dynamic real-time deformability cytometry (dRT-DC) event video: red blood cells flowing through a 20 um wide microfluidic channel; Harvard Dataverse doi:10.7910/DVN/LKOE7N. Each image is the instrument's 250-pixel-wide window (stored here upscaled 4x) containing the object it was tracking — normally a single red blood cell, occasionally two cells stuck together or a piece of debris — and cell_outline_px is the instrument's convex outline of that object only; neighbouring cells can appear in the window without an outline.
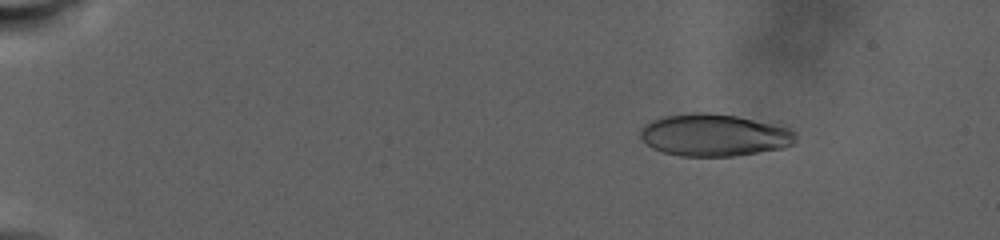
{"species": "human", "species_latin": "Homo sapiens", "temperature_condition": "warm", "stored_images_in_passage": 68, "camera_frame_rate_fps": 3000, "um_per_image_px": 0.085, "donor": {"sex": "male"}, "frame": {"image": 1, "passage_image": 10, "time_ms": 4.667, "image_size_px": [1000, 240], "cell_outline_px": [[796, 140], [792, 144], [784, 148], [736, 156], [680, 156], [664, 152], [652, 148], [640, 136], [640, 128], [644, 124], [660, 116], [692, 112], [708, 112], [736, 116], [784, 124], [792, 128], [796, 132]], "centroid_in_image_um": [60.76, 11.46], "position_along_channel_um": 24.2, "area_um2": 38.96}}
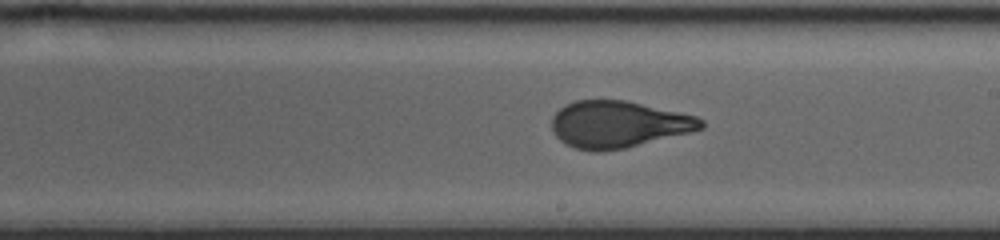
{"frame": {"image": 2, "passage_image": 43, "time_ms": 19.667, "image_size_px": [1000, 240], "cell_outline_px": [[704, 128], [692, 132], [624, 148], [600, 152], [596, 152], [576, 148], [564, 144], [552, 132], [552, 116], [560, 108], [576, 100], [624, 100], [680, 112], [696, 116], [704, 120]], "centroid_in_image_um": [52.55, 10.57], "position_along_channel_um": 236.4, "area_um2": 40.69}}
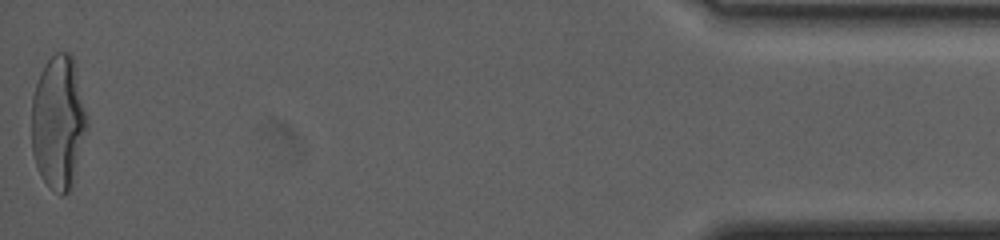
{"frame": {"image": 3, "passage_image": 68, "time_ms": 31.667, "image_size_px": [1000, 240], "cell_outline_px": [[88, 128], [72, 184], [68, 192], [64, 196], [60, 196], [40, 176], [32, 152], [32, 96], [40, 72], [44, 64], [56, 52], [68, 52], [72, 56], [88, 116]], "centroid_in_image_um": [4.97, 10.4], "position_along_channel_um": 430.2, "area_um2": 43.23}}